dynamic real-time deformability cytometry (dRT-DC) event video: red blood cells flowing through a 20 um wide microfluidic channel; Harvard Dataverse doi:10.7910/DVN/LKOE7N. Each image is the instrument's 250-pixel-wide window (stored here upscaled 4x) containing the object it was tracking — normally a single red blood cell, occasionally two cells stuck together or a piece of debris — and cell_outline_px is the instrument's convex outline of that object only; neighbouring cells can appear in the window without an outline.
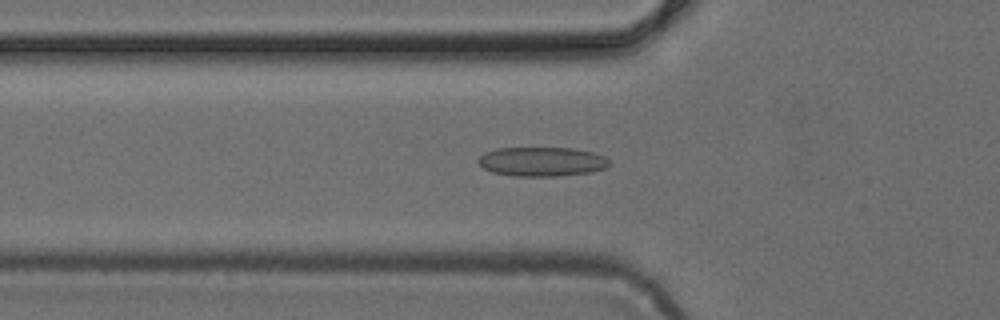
{"species": "common noctule bat (a hibernating species)", "species_latin": "Nyctalus noctula", "temperature_condition": "cold", "stored_images_in_passage": 49, "camera_frame_rate_fps": 3000, "um_per_image_px": 0.085, "animal": {"sex": "female", "body_mass_g": 24.6, "forearm_length_mm": 56.2}, "frame": {"image": 1, "passage_image": 17, "time_ms": 5.333, "image_size_px": [1000, 320], "cell_outline_px": [[612, 164], [608, 168], [588, 172], [560, 176], [516, 176], [492, 172], [484, 168], [476, 160], [484, 152], [496, 148], [572, 148], [592, 152], [604, 156]], "centroid_in_image_um": [46.06, 13.73], "position_along_channel_um": 79.7, "area_um2": 22.43}}
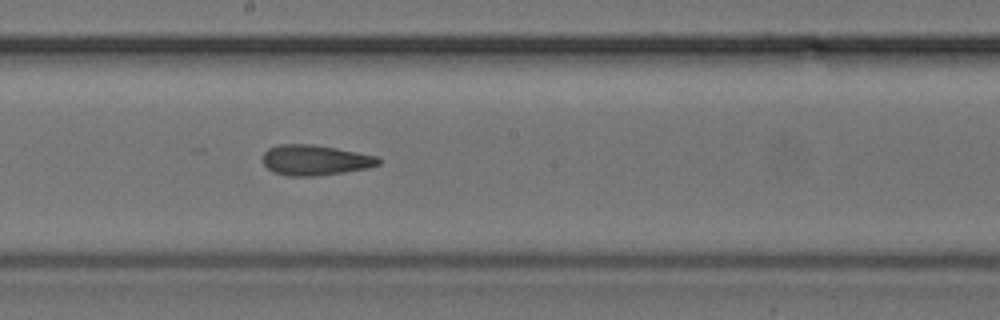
{"frame": {"image": 2, "passage_image": 27, "time_ms": 8.667, "image_size_px": [1000, 320], "cell_outline_px": [[380, 164], [368, 168], [344, 172], [316, 176], [288, 176], [272, 172], [264, 164], [264, 152], [268, 148], [280, 144], [312, 144], [336, 148], [376, 156], [380, 160]], "centroid_in_image_um": [26.77, 13.61], "position_along_channel_um": 221.4, "area_um2": 20.4}}
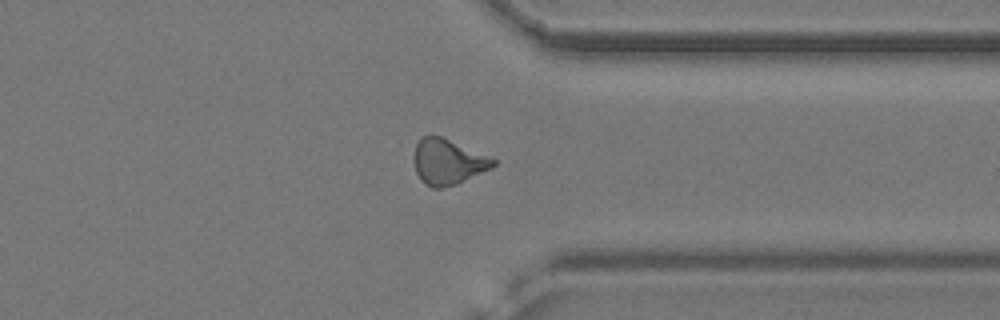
{"frame": {"image": 3, "passage_image": 38, "time_ms": 12.333, "image_size_px": [1000, 320], "cell_outline_px": [[496, 164], [492, 168], [456, 184], [440, 188], [432, 188], [424, 184], [420, 180], [416, 172], [416, 144], [424, 136], [444, 136], [496, 160]], "centroid_in_image_um": [38.09, 13.76], "position_along_channel_um": 373.3, "area_um2": 20.69}}